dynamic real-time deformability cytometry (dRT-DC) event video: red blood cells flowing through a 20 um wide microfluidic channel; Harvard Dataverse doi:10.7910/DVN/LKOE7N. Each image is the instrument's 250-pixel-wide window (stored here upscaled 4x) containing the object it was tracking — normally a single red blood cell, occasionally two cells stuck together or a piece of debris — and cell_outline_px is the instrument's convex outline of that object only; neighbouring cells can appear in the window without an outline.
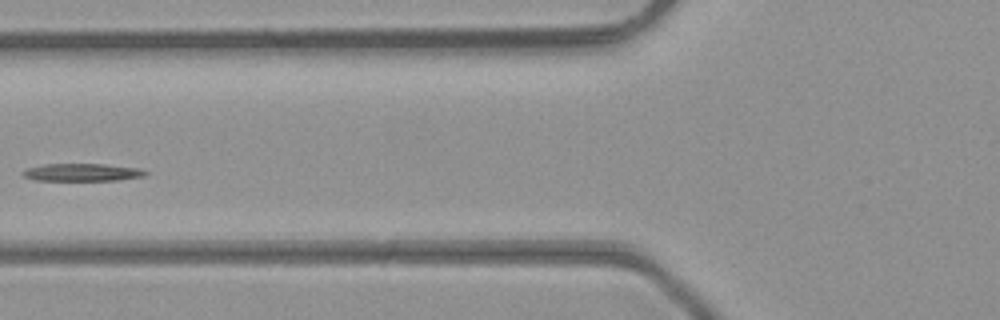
{"species": "common noctule bat (a hibernating species)", "species_latin": "Nyctalus noctula", "temperature_condition": "room temperature", "stored_images_in_passage": 4, "camera_frame_rate_fps": 3000, "um_per_image_px": 0.085, "animal": {"sex": "male", "body_mass_g": 23.1, "forearm_length_mm": 52.7}, "frame": {"image": 1, "passage_image": 4, "time_ms": 1.0, "image_size_px": [1000, 320], "cell_outline_px": [[148, 172], [144, 176], [120, 180], [32, 180], [24, 176], [20, 172], [28, 168], [44, 164], [104, 164], [140, 168]], "centroid_in_image_um": [6.99, 14.64], "position_along_channel_um": 118.8, "area_um2": 12.54}}